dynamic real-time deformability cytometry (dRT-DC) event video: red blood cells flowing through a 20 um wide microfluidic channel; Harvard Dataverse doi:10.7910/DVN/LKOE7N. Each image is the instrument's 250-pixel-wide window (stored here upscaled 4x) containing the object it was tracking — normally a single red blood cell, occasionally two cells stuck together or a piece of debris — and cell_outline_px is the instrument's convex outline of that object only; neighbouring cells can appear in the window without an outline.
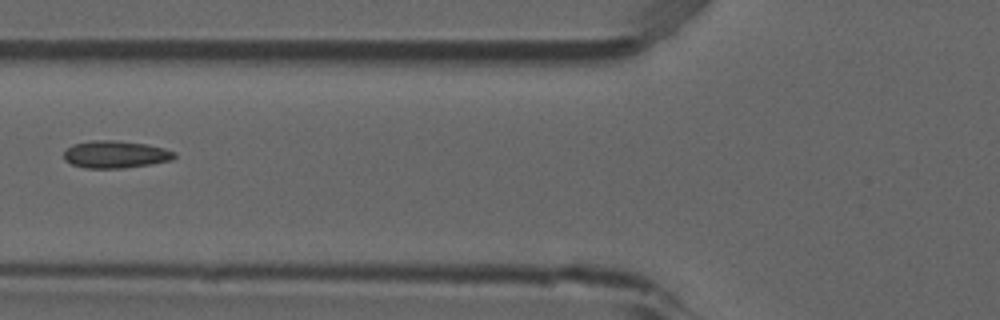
{"species": "common noctule bat (a hibernating species)", "species_latin": "Nyctalus noctula", "temperature_condition": "room temperature", "stored_images_in_passage": 2, "camera_frame_rate_fps": 3000, "um_per_image_px": 0.085, "animal": {"sex": "male", "forearm_length_mm": 52.5}, "frame": {"image": 1, "passage_image": 2, "time_ms": 0.333, "image_size_px": [1000, 320], "cell_outline_px": [[176, 156], [172, 160], [124, 168], [84, 168], [72, 164], [64, 160], [64, 152], [72, 144], [92, 140], [116, 140], [144, 144], [164, 148], [176, 152]], "centroid_in_image_um": [9.8, 13.12], "position_along_channel_um": 116.0, "area_um2": 17.57}}